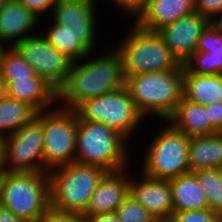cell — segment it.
Here are the masks:
<instances>
[{
    "label": "cell",
    "instance_id": "6da1fadb",
    "mask_svg": "<svg viewBox=\"0 0 222 222\" xmlns=\"http://www.w3.org/2000/svg\"><path fill=\"white\" fill-rule=\"evenodd\" d=\"M107 50L93 60L88 58L94 54L90 52L81 59L82 61L72 63L68 81L58 92V100L64 104L62 107L75 110L85 100L115 91L125 85L118 50L115 47Z\"/></svg>",
    "mask_w": 222,
    "mask_h": 222
},
{
    "label": "cell",
    "instance_id": "7a4b0ae2",
    "mask_svg": "<svg viewBox=\"0 0 222 222\" xmlns=\"http://www.w3.org/2000/svg\"><path fill=\"white\" fill-rule=\"evenodd\" d=\"M184 64L162 72L124 75L125 86L140 114L166 121L183 97Z\"/></svg>",
    "mask_w": 222,
    "mask_h": 222
},
{
    "label": "cell",
    "instance_id": "3957f363",
    "mask_svg": "<svg viewBox=\"0 0 222 222\" xmlns=\"http://www.w3.org/2000/svg\"><path fill=\"white\" fill-rule=\"evenodd\" d=\"M75 141V162L96 165L107 172L127 168L128 147L132 144L105 124L84 121L78 116Z\"/></svg>",
    "mask_w": 222,
    "mask_h": 222
},
{
    "label": "cell",
    "instance_id": "277c9868",
    "mask_svg": "<svg viewBox=\"0 0 222 222\" xmlns=\"http://www.w3.org/2000/svg\"><path fill=\"white\" fill-rule=\"evenodd\" d=\"M107 173L102 167L73 162L48 172L50 208L83 214L98 183Z\"/></svg>",
    "mask_w": 222,
    "mask_h": 222
},
{
    "label": "cell",
    "instance_id": "5b68a950",
    "mask_svg": "<svg viewBox=\"0 0 222 222\" xmlns=\"http://www.w3.org/2000/svg\"><path fill=\"white\" fill-rule=\"evenodd\" d=\"M0 206L26 222H39L50 209L48 173L2 171Z\"/></svg>",
    "mask_w": 222,
    "mask_h": 222
},
{
    "label": "cell",
    "instance_id": "8992f818",
    "mask_svg": "<svg viewBox=\"0 0 222 222\" xmlns=\"http://www.w3.org/2000/svg\"><path fill=\"white\" fill-rule=\"evenodd\" d=\"M133 25L116 47L124 75L168 71L180 64L157 32Z\"/></svg>",
    "mask_w": 222,
    "mask_h": 222
},
{
    "label": "cell",
    "instance_id": "52a82bcc",
    "mask_svg": "<svg viewBox=\"0 0 222 222\" xmlns=\"http://www.w3.org/2000/svg\"><path fill=\"white\" fill-rule=\"evenodd\" d=\"M160 128L146 147L140 171L149 178L168 181L190 173V137L176 130L169 122Z\"/></svg>",
    "mask_w": 222,
    "mask_h": 222
},
{
    "label": "cell",
    "instance_id": "ba28073f",
    "mask_svg": "<svg viewBox=\"0 0 222 222\" xmlns=\"http://www.w3.org/2000/svg\"><path fill=\"white\" fill-rule=\"evenodd\" d=\"M61 106L36 113L44 131L43 160L44 172L47 173L75 162L78 114Z\"/></svg>",
    "mask_w": 222,
    "mask_h": 222
},
{
    "label": "cell",
    "instance_id": "9c48e42d",
    "mask_svg": "<svg viewBox=\"0 0 222 222\" xmlns=\"http://www.w3.org/2000/svg\"><path fill=\"white\" fill-rule=\"evenodd\" d=\"M75 111L82 120L103 123L131 143L130 137L143 120H146L136 108L125 85L115 91L85 100Z\"/></svg>",
    "mask_w": 222,
    "mask_h": 222
},
{
    "label": "cell",
    "instance_id": "30bf717a",
    "mask_svg": "<svg viewBox=\"0 0 222 222\" xmlns=\"http://www.w3.org/2000/svg\"><path fill=\"white\" fill-rule=\"evenodd\" d=\"M42 122L35 116L16 133L5 137L2 171L44 172Z\"/></svg>",
    "mask_w": 222,
    "mask_h": 222
},
{
    "label": "cell",
    "instance_id": "8fae6325",
    "mask_svg": "<svg viewBox=\"0 0 222 222\" xmlns=\"http://www.w3.org/2000/svg\"><path fill=\"white\" fill-rule=\"evenodd\" d=\"M42 34L34 33L19 41L14 48L35 69L36 74L58 93L68 81L73 62Z\"/></svg>",
    "mask_w": 222,
    "mask_h": 222
},
{
    "label": "cell",
    "instance_id": "7c38bea8",
    "mask_svg": "<svg viewBox=\"0 0 222 222\" xmlns=\"http://www.w3.org/2000/svg\"><path fill=\"white\" fill-rule=\"evenodd\" d=\"M98 3L99 0H56L51 13L53 22L62 25L89 53L95 51L97 44Z\"/></svg>",
    "mask_w": 222,
    "mask_h": 222
},
{
    "label": "cell",
    "instance_id": "4fadbf2b",
    "mask_svg": "<svg viewBox=\"0 0 222 222\" xmlns=\"http://www.w3.org/2000/svg\"><path fill=\"white\" fill-rule=\"evenodd\" d=\"M210 21L198 12L181 17L157 31L171 54L184 64L195 52L198 39Z\"/></svg>",
    "mask_w": 222,
    "mask_h": 222
},
{
    "label": "cell",
    "instance_id": "5bb4252c",
    "mask_svg": "<svg viewBox=\"0 0 222 222\" xmlns=\"http://www.w3.org/2000/svg\"><path fill=\"white\" fill-rule=\"evenodd\" d=\"M130 177L129 194L155 219L168 221L173 213L172 191L168 180H157L145 176ZM137 179V180H136Z\"/></svg>",
    "mask_w": 222,
    "mask_h": 222
},
{
    "label": "cell",
    "instance_id": "9a60e30c",
    "mask_svg": "<svg viewBox=\"0 0 222 222\" xmlns=\"http://www.w3.org/2000/svg\"><path fill=\"white\" fill-rule=\"evenodd\" d=\"M126 169L107 172L98 183L82 216L86 221L91 216L115 212L129 194V174ZM125 171V172H124Z\"/></svg>",
    "mask_w": 222,
    "mask_h": 222
},
{
    "label": "cell",
    "instance_id": "2e32d148",
    "mask_svg": "<svg viewBox=\"0 0 222 222\" xmlns=\"http://www.w3.org/2000/svg\"><path fill=\"white\" fill-rule=\"evenodd\" d=\"M194 11V0H147L134 23L141 29L157 32Z\"/></svg>",
    "mask_w": 222,
    "mask_h": 222
},
{
    "label": "cell",
    "instance_id": "e0dca14e",
    "mask_svg": "<svg viewBox=\"0 0 222 222\" xmlns=\"http://www.w3.org/2000/svg\"><path fill=\"white\" fill-rule=\"evenodd\" d=\"M39 21L20 1L7 0L0 12V44L11 41L14 47L35 32Z\"/></svg>",
    "mask_w": 222,
    "mask_h": 222
},
{
    "label": "cell",
    "instance_id": "ac0fdd59",
    "mask_svg": "<svg viewBox=\"0 0 222 222\" xmlns=\"http://www.w3.org/2000/svg\"><path fill=\"white\" fill-rule=\"evenodd\" d=\"M6 96L27 103L37 113L58 101V93L41 77L16 79L6 84Z\"/></svg>",
    "mask_w": 222,
    "mask_h": 222
},
{
    "label": "cell",
    "instance_id": "d6986e66",
    "mask_svg": "<svg viewBox=\"0 0 222 222\" xmlns=\"http://www.w3.org/2000/svg\"><path fill=\"white\" fill-rule=\"evenodd\" d=\"M166 122H169L176 130L185 133L188 137L217 133L209 124L205 106L189 101L184 97Z\"/></svg>",
    "mask_w": 222,
    "mask_h": 222
},
{
    "label": "cell",
    "instance_id": "ffe728a7",
    "mask_svg": "<svg viewBox=\"0 0 222 222\" xmlns=\"http://www.w3.org/2000/svg\"><path fill=\"white\" fill-rule=\"evenodd\" d=\"M183 97L204 106L222 102V74L200 75L184 66Z\"/></svg>",
    "mask_w": 222,
    "mask_h": 222
},
{
    "label": "cell",
    "instance_id": "44dd1931",
    "mask_svg": "<svg viewBox=\"0 0 222 222\" xmlns=\"http://www.w3.org/2000/svg\"><path fill=\"white\" fill-rule=\"evenodd\" d=\"M188 158L190 172L222 169V132L190 137Z\"/></svg>",
    "mask_w": 222,
    "mask_h": 222
},
{
    "label": "cell",
    "instance_id": "7402d4cb",
    "mask_svg": "<svg viewBox=\"0 0 222 222\" xmlns=\"http://www.w3.org/2000/svg\"><path fill=\"white\" fill-rule=\"evenodd\" d=\"M169 184L172 191L173 213L208 208L204 190L192 172L169 180Z\"/></svg>",
    "mask_w": 222,
    "mask_h": 222
},
{
    "label": "cell",
    "instance_id": "603a6c76",
    "mask_svg": "<svg viewBox=\"0 0 222 222\" xmlns=\"http://www.w3.org/2000/svg\"><path fill=\"white\" fill-rule=\"evenodd\" d=\"M36 113L27 103L5 96L0 100V134L7 137L16 133Z\"/></svg>",
    "mask_w": 222,
    "mask_h": 222
},
{
    "label": "cell",
    "instance_id": "cb8c5ba5",
    "mask_svg": "<svg viewBox=\"0 0 222 222\" xmlns=\"http://www.w3.org/2000/svg\"><path fill=\"white\" fill-rule=\"evenodd\" d=\"M44 34L46 40L72 62L79 61L89 54L74 37L64 30L62 25L52 21L50 28L47 31L44 30Z\"/></svg>",
    "mask_w": 222,
    "mask_h": 222
},
{
    "label": "cell",
    "instance_id": "d4e9b609",
    "mask_svg": "<svg viewBox=\"0 0 222 222\" xmlns=\"http://www.w3.org/2000/svg\"><path fill=\"white\" fill-rule=\"evenodd\" d=\"M192 173L204 190L208 209L222 216V169H199Z\"/></svg>",
    "mask_w": 222,
    "mask_h": 222
},
{
    "label": "cell",
    "instance_id": "484cf974",
    "mask_svg": "<svg viewBox=\"0 0 222 222\" xmlns=\"http://www.w3.org/2000/svg\"><path fill=\"white\" fill-rule=\"evenodd\" d=\"M0 71L6 84L15 81L16 79L39 77L36 74L35 69L14 47H6L4 50L1 57Z\"/></svg>",
    "mask_w": 222,
    "mask_h": 222
},
{
    "label": "cell",
    "instance_id": "4316f807",
    "mask_svg": "<svg viewBox=\"0 0 222 222\" xmlns=\"http://www.w3.org/2000/svg\"><path fill=\"white\" fill-rule=\"evenodd\" d=\"M192 73L200 75L222 74V55H210L208 52L195 51L184 63Z\"/></svg>",
    "mask_w": 222,
    "mask_h": 222
},
{
    "label": "cell",
    "instance_id": "83f0119b",
    "mask_svg": "<svg viewBox=\"0 0 222 222\" xmlns=\"http://www.w3.org/2000/svg\"><path fill=\"white\" fill-rule=\"evenodd\" d=\"M115 213L120 222H158L130 194L118 206Z\"/></svg>",
    "mask_w": 222,
    "mask_h": 222
},
{
    "label": "cell",
    "instance_id": "f1b7e54d",
    "mask_svg": "<svg viewBox=\"0 0 222 222\" xmlns=\"http://www.w3.org/2000/svg\"><path fill=\"white\" fill-rule=\"evenodd\" d=\"M195 51L208 52L210 55H222V31L212 22L203 30Z\"/></svg>",
    "mask_w": 222,
    "mask_h": 222
},
{
    "label": "cell",
    "instance_id": "f546056e",
    "mask_svg": "<svg viewBox=\"0 0 222 222\" xmlns=\"http://www.w3.org/2000/svg\"><path fill=\"white\" fill-rule=\"evenodd\" d=\"M168 222H222V216L210 209L174 212Z\"/></svg>",
    "mask_w": 222,
    "mask_h": 222
},
{
    "label": "cell",
    "instance_id": "4dcf8cb0",
    "mask_svg": "<svg viewBox=\"0 0 222 222\" xmlns=\"http://www.w3.org/2000/svg\"><path fill=\"white\" fill-rule=\"evenodd\" d=\"M194 10L212 22L222 11V0H194Z\"/></svg>",
    "mask_w": 222,
    "mask_h": 222
},
{
    "label": "cell",
    "instance_id": "1f68e13d",
    "mask_svg": "<svg viewBox=\"0 0 222 222\" xmlns=\"http://www.w3.org/2000/svg\"><path fill=\"white\" fill-rule=\"evenodd\" d=\"M38 19L48 11L52 13L56 0H18ZM52 9V10H51Z\"/></svg>",
    "mask_w": 222,
    "mask_h": 222
},
{
    "label": "cell",
    "instance_id": "d6a6232c",
    "mask_svg": "<svg viewBox=\"0 0 222 222\" xmlns=\"http://www.w3.org/2000/svg\"><path fill=\"white\" fill-rule=\"evenodd\" d=\"M39 222H86V219L78 213L59 212L50 208Z\"/></svg>",
    "mask_w": 222,
    "mask_h": 222
},
{
    "label": "cell",
    "instance_id": "836d02e7",
    "mask_svg": "<svg viewBox=\"0 0 222 222\" xmlns=\"http://www.w3.org/2000/svg\"><path fill=\"white\" fill-rule=\"evenodd\" d=\"M123 12L134 19L143 11L147 0H112Z\"/></svg>",
    "mask_w": 222,
    "mask_h": 222
},
{
    "label": "cell",
    "instance_id": "e575fe53",
    "mask_svg": "<svg viewBox=\"0 0 222 222\" xmlns=\"http://www.w3.org/2000/svg\"><path fill=\"white\" fill-rule=\"evenodd\" d=\"M209 124L217 131L222 132V102L205 106Z\"/></svg>",
    "mask_w": 222,
    "mask_h": 222
},
{
    "label": "cell",
    "instance_id": "d590c367",
    "mask_svg": "<svg viewBox=\"0 0 222 222\" xmlns=\"http://www.w3.org/2000/svg\"><path fill=\"white\" fill-rule=\"evenodd\" d=\"M86 222H120L115 212L91 216Z\"/></svg>",
    "mask_w": 222,
    "mask_h": 222
},
{
    "label": "cell",
    "instance_id": "8d00e7d4",
    "mask_svg": "<svg viewBox=\"0 0 222 222\" xmlns=\"http://www.w3.org/2000/svg\"><path fill=\"white\" fill-rule=\"evenodd\" d=\"M0 222H26L15 216L10 210L0 206Z\"/></svg>",
    "mask_w": 222,
    "mask_h": 222
},
{
    "label": "cell",
    "instance_id": "74e56055",
    "mask_svg": "<svg viewBox=\"0 0 222 222\" xmlns=\"http://www.w3.org/2000/svg\"><path fill=\"white\" fill-rule=\"evenodd\" d=\"M5 137L0 134V171L3 168Z\"/></svg>",
    "mask_w": 222,
    "mask_h": 222
},
{
    "label": "cell",
    "instance_id": "f35d334b",
    "mask_svg": "<svg viewBox=\"0 0 222 222\" xmlns=\"http://www.w3.org/2000/svg\"><path fill=\"white\" fill-rule=\"evenodd\" d=\"M6 96V83L5 79L0 71V100Z\"/></svg>",
    "mask_w": 222,
    "mask_h": 222
},
{
    "label": "cell",
    "instance_id": "ab89813d",
    "mask_svg": "<svg viewBox=\"0 0 222 222\" xmlns=\"http://www.w3.org/2000/svg\"><path fill=\"white\" fill-rule=\"evenodd\" d=\"M212 23L219 29L222 31V11L220 12V14L214 19V21H212Z\"/></svg>",
    "mask_w": 222,
    "mask_h": 222
},
{
    "label": "cell",
    "instance_id": "60d3db41",
    "mask_svg": "<svg viewBox=\"0 0 222 222\" xmlns=\"http://www.w3.org/2000/svg\"><path fill=\"white\" fill-rule=\"evenodd\" d=\"M5 44L3 45V44H0V63H1V57H2V55H3V52H4V50H5Z\"/></svg>",
    "mask_w": 222,
    "mask_h": 222
},
{
    "label": "cell",
    "instance_id": "b9f144b4",
    "mask_svg": "<svg viewBox=\"0 0 222 222\" xmlns=\"http://www.w3.org/2000/svg\"><path fill=\"white\" fill-rule=\"evenodd\" d=\"M7 0H0V12L3 9V7L5 6Z\"/></svg>",
    "mask_w": 222,
    "mask_h": 222
}]
</instances>
